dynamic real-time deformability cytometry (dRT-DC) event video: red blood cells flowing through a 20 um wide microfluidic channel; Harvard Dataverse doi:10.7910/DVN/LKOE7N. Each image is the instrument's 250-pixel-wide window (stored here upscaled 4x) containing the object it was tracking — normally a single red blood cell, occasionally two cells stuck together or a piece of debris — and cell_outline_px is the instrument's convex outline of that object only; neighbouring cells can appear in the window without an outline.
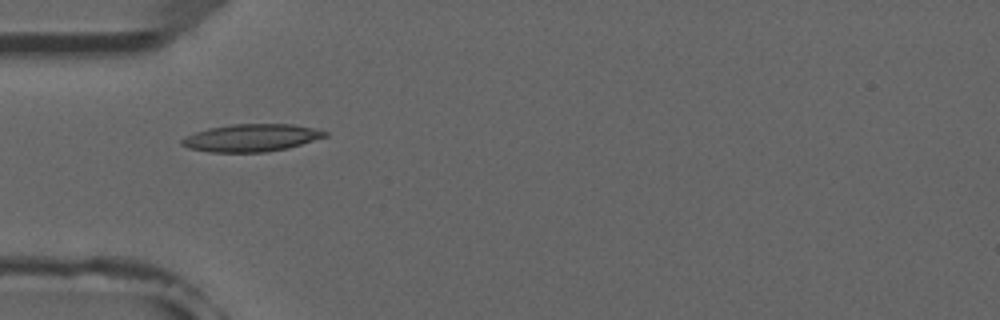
{"species": "common noctule bat (a hibernating species)", "species_latin": "Nyctalus noctula", "temperature_condition": "room temperature", "stored_images_in_passage": 5, "camera_frame_rate_fps": 3000, "um_per_image_px": 0.085, "animal": {"sex": "male", "forearm_length_mm": 52.5}, "frame": {"image": 1, "passage_image": 5, "time_ms": 5.0, "image_size_px": [1000, 320], "cell_outline_px": [[328, 136], [288, 148], [264, 152], [212, 152], [188, 148], [180, 144], [180, 140], [196, 132], [208, 128], [232, 124], [292, 124], [312, 128], [328, 132]], "centroid_in_image_um": [21.37, 11.71], "position_along_channel_um": 63.6, "area_um2": 22.77}}